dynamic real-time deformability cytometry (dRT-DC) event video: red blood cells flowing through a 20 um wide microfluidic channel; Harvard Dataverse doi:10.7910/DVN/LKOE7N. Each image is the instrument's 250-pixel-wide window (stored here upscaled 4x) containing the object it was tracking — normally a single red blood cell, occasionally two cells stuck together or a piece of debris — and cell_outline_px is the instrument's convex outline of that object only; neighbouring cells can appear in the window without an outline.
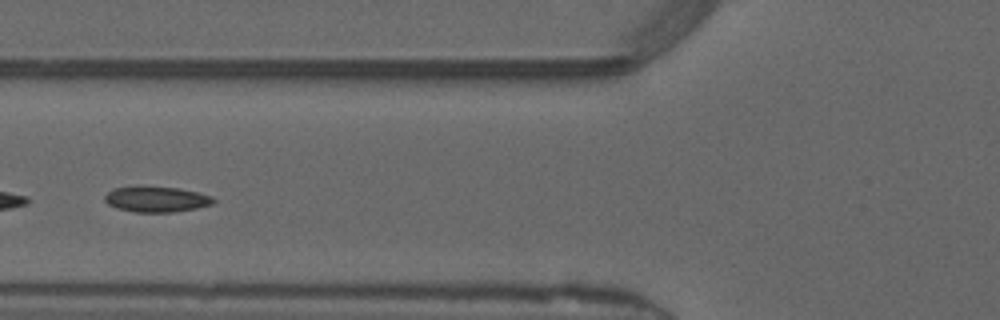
{"species": "common noctule bat (a hibernating species)", "species_latin": "Nyctalus noctula", "temperature_condition": "warm", "stored_images_in_passage": 13, "camera_frame_rate_fps": 3000, "um_per_image_px": 0.085, "animal": {"sex": "male", "forearm_length_mm": 52.5}, "frame": {"image": 1, "passage_image": 11, "time_ms": 3.333, "image_size_px": [1000, 320], "cell_outline_px": [[216, 200], [212, 204], [196, 208], [176, 212], [136, 212], [116, 208], [108, 204], [104, 200], [104, 196], [108, 192], [116, 188], [136, 184], [176, 188], [196, 192], [212, 196]], "centroid_in_image_um": [13.25, 16.91], "position_along_channel_um": 112.5, "area_um2": 16.53}}